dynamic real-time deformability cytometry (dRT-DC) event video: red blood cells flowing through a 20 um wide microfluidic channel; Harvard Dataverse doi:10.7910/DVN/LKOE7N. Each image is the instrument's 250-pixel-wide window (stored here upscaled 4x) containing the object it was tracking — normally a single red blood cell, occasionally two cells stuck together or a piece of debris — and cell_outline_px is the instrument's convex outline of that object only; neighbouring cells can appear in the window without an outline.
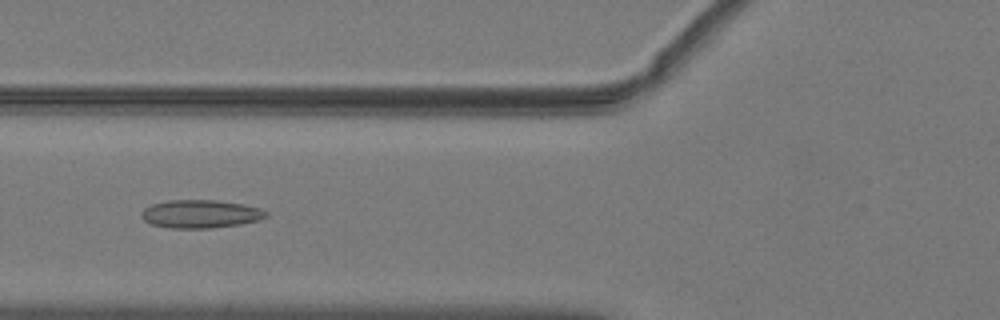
{"species": "common noctule bat (a hibernating species)", "species_latin": "Nyctalus noctula", "temperature_condition": "warm", "stored_images_in_passage": 43, "camera_frame_rate_fps": 3000, "um_per_image_px": 0.085, "animal": {"sex": "male", "body_mass_g": 19.2, "forearm_length_mm": 51.8}, "frame": {"image": 1, "passage_image": 12, "time_ms": 3.667, "image_size_px": [1000, 320], "cell_outline_px": [[268, 216], [260, 220], [240, 224], [212, 228], [168, 228], [152, 224], [144, 220], [140, 216], [140, 212], [144, 208], [152, 204], [168, 200], [216, 200], [244, 204], [260, 208], [268, 212]], "centroid_in_image_um": [17.05, 18.18], "position_along_channel_um": 108.8, "area_um2": 20.63}}
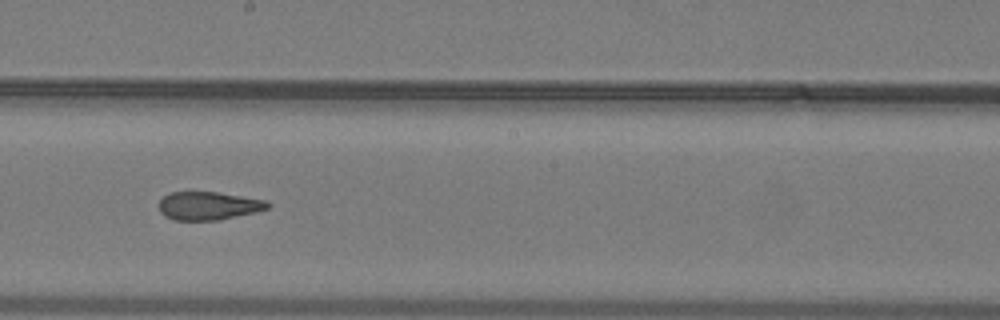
{"frame": {"image": 2, "passage_image": 21, "time_ms": 6.667, "image_size_px": [1000, 320], "cell_outline_px": [[272, 204], [268, 208], [256, 212], [220, 220], [172, 220], [164, 216], [160, 212], [160, 200], [168, 192], [216, 192], [268, 200]], "centroid_in_image_um": [17.74, 17.49], "position_along_channel_um": 230.5, "area_um2": 18.03}}
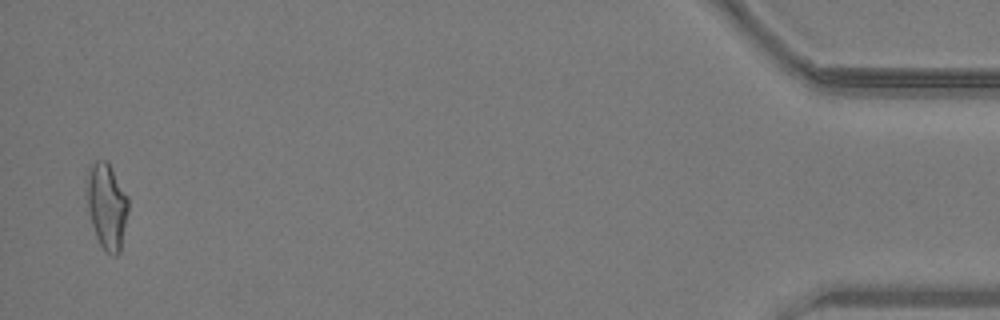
{"frame": {"image": 3, "passage_image": 42, "time_ms": 13.667, "image_size_px": [1000, 320], "cell_outline_px": [[128, 212], [120, 252], [116, 256], [112, 256], [100, 244], [96, 236], [92, 224], [88, 208], [84, 180], [84, 176], [88, 164], [96, 160], [108, 160], [128, 196]], "centroid_in_image_um": [9.05, 17.42], "position_along_channel_um": 426.2, "area_um2": 21.39}, "authors_computed_cell_mechanics": {"area_um2": 19.363, "velocity_mm_per_s": 4.0487, "shape_relaxation_time_tau1_ms": null, "shape_relaxation_time_tau2_ms": 1.8505, "deformation_change_tau1": null, "deformation_change_tau2": 0.1101}}